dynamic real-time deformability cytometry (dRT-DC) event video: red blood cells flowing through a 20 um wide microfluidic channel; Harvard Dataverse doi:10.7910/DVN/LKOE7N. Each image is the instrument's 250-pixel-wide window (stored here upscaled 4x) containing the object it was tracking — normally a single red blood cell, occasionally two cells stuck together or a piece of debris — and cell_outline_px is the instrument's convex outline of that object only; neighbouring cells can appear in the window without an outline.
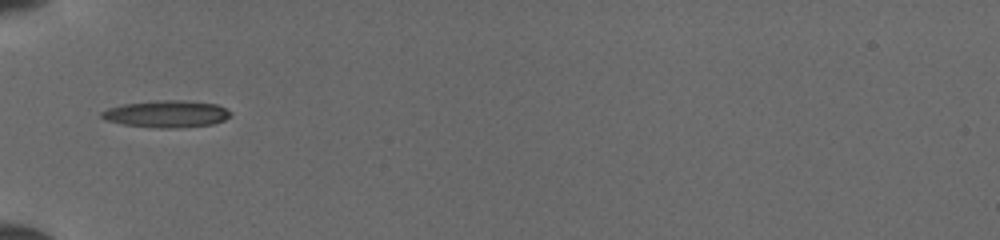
{"species": "common noctule bat (a hibernating species)", "species_latin": "Nyctalus noctula", "temperature_condition": "cold", "stored_images_in_passage": 33, "camera_frame_rate_fps": 3000, "um_per_image_px": 0.085, "animal": {"sex": "female", "body_mass_g": 19.5, "forearm_length_mm": 54.1}, "frame": {"image": 1, "passage_image": 1, "time_ms": 0.0, "image_size_px": [1000, 240], "cell_outline_px": [[232, 116], [224, 120], [212, 124], [176, 128], [160, 128], [124, 124], [104, 120], [100, 116], [100, 112], [108, 108], [124, 104], [156, 100], [184, 100], [216, 104], [232, 112]], "centroid_in_image_um": [14.16, 9.68], "position_along_channel_um": 70.8, "area_um2": 20.29}}
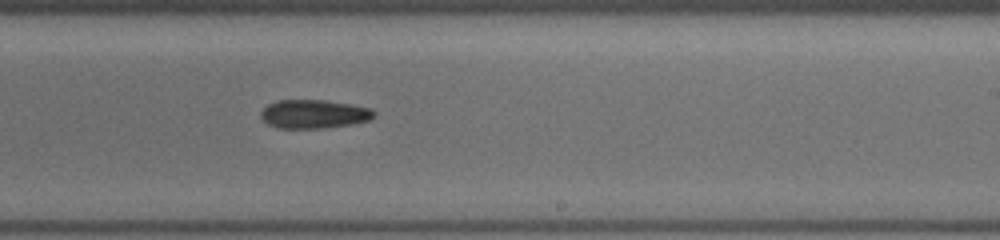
{"frame": {"image": 2, "passage_image": 15, "time_ms": 4.667, "image_size_px": [1000, 240], "cell_outline_px": [[376, 112], [368, 120], [352, 124], [324, 128], [276, 128], [268, 124], [260, 116], [260, 112], [268, 104], [276, 100], [324, 100], [372, 108]], "centroid_in_image_um": [26.65, 9.69], "position_along_channel_um": 262.4, "area_um2": 18.84}}
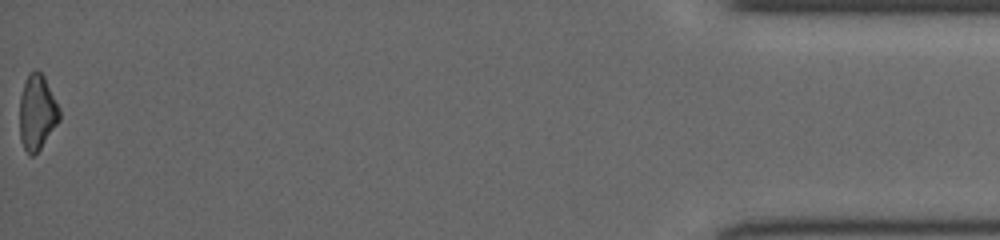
{"frame": {"image": 3, "passage_image": 33, "time_ms": 10.667, "image_size_px": [1000, 240], "cell_outline_px": [[60, 120], [40, 148], [32, 156], [28, 156], [20, 140], [20, 96], [28, 72], [36, 68], [44, 76], [60, 108]], "centroid_in_image_um": [3.15, 9.53], "position_along_channel_um": 432.1, "area_um2": 17.51}}